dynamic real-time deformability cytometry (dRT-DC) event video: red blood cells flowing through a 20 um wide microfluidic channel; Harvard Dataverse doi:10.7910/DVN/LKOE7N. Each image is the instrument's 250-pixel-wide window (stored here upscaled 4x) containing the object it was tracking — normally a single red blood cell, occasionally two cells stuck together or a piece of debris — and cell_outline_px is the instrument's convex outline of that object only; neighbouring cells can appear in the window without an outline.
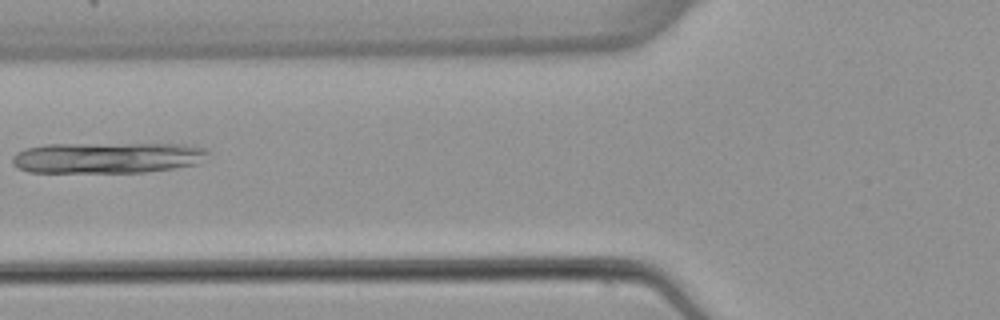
{"species": "common noctule bat (a hibernating species)", "species_latin": "Nyctalus noctula", "temperature_condition": "warm", "stored_images_in_passage": 6, "camera_frame_rate_fps": 3000, "um_per_image_px": 0.085, "animal": {"sex": "female", "body_mass_g": 22.7, "forearm_length_mm": 54.2}, "frame": {"image": 1, "passage_image": 5, "time_ms": 6.667, "image_size_px": [1000, 320], "cell_outline_px": [[208, 152], [196, 164], [172, 168], [144, 172], [28, 172], [16, 168], [12, 164], [12, 156], [16, 152], [24, 148], [44, 144], [184, 144], [208, 148]], "centroid_in_image_um": [9.04, 13.4], "position_along_channel_um": 116.8, "area_um2": 35.37}}